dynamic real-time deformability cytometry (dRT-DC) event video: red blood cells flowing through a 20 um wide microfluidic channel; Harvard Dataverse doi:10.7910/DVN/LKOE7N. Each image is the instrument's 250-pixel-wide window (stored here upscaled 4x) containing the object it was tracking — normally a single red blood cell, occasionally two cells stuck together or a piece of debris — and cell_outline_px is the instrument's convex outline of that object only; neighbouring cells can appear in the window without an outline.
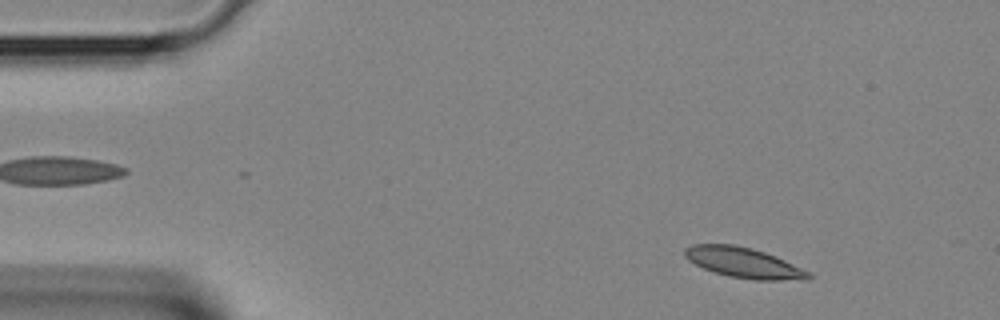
{"species": "Egyptian fruit bat (a non-hibernating species)", "species_latin": "Rousettus aegyptiacus", "temperature_condition": "room temperature", "stored_images_in_passage": 37, "camera_frame_rate_fps": 3000, "um_per_image_px": 0.085, "animal": {"sex": "female"}, "frame": {"image": 1, "passage_image": 3, "time_ms": 0.667, "image_size_px": [1000, 320], "cell_outline_px": [[812, 276], [808, 280], [756, 280], [728, 276], [704, 268], [688, 260], [684, 256], [684, 248], [692, 244], [736, 244], [752, 248], [764, 252], [784, 260], [812, 272]], "centroid_in_image_um": [63.24, 22.33], "position_along_channel_um": 21.8, "area_um2": 21.91}}
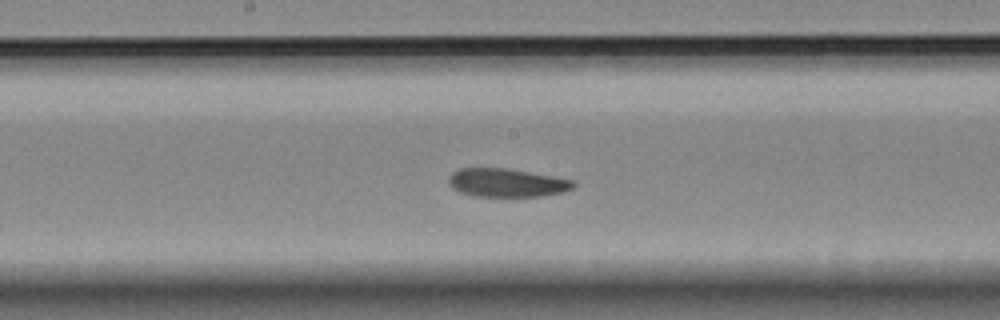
{"frame": {"image": 2, "passage_image": 18, "time_ms": 5.667, "image_size_px": [1000, 320], "cell_outline_px": [[576, 184], [572, 188], [564, 192], [540, 196], [472, 196], [460, 192], [452, 188], [448, 184], [448, 176], [452, 172], [460, 168], [508, 168], [576, 180]], "centroid_in_image_um": [43.07, 15.53], "position_along_channel_um": 205.1, "area_um2": 20.87}}
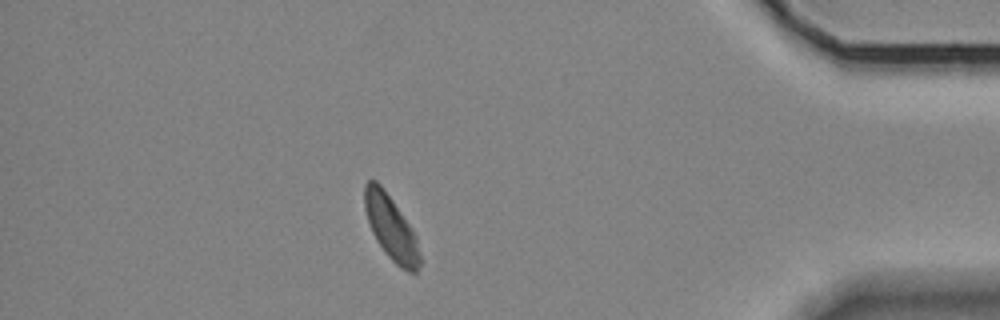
{"frame": {"image": 3, "passage_image": 32, "time_ms": 10.333, "image_size_px": [1000, 320], "cell_outline_px": [[420, 264], [416, 272], [408, 272], [400, 268], [384, 252], [376, 240], [372, 232], [364, 208], [364, 184], [368, 180], [376, 180], [384, 188], [416, 236], [420, 256]], "centroid_in_image_um": [33.21, 19.36], "position_along_channel_um": 402.0, "area_um2": 20.46}}